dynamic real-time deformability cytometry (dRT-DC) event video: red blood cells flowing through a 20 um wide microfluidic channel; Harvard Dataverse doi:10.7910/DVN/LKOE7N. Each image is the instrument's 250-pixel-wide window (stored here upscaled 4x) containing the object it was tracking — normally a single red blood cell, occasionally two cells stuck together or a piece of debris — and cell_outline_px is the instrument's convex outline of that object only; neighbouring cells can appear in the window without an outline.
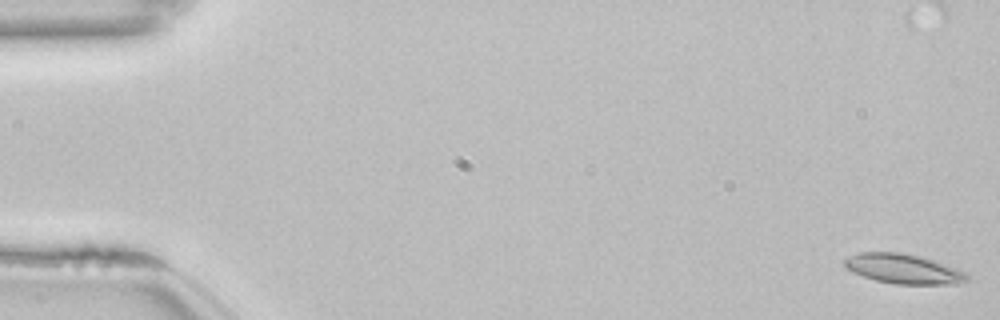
{"species": "common noctule bat (a hibernating species)", "species_latin": "Nyctalus noctula", "temperature_condition": "room temperature", "stored_images_in_passage": 55, "camera_frame_rate_fps": 3000, "um_per_image_px": 0.085, "animal": {"sex": "female", "body_mass_g": 22.7, "forearm_length_mm": 54.2}, "frame": {"image": 1, "passage_image": 1, "time_ms": 0.0, "image_size_px": [1000, 320], "cell_outline_px": [[968, 280], [956, 284], [896, 284], [876, 280], [852, 272], [844, 268], [844, 260], [848, 256], [860, 252], [900, 252], [920, 256], [936, 260], [956, 268], [964, 272], [968, 276]], "centroid_in_image_um": [76.77, 22.84], "position_along_channel_um": 8.2, "area_um2": 21.27}}
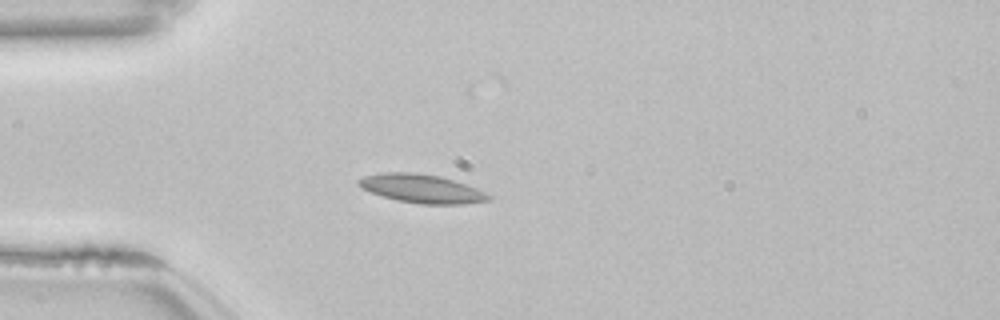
{"frame": {"image": 2, "passage_image": 15, "time_ms": 4.667, "image_size_px": [1000, 320], "cell_outline_px": [[492, 196], [488, 200], [464, 204], [420, 204], [396, 200], [372, 192], [356, 184], [356, 180], [364, 176], [384, 172], [408, 172], [440, 176], [476, 188]], "centroid_in_image_um": [35.82, 16.03], "position_along_channel_um": 49.2, "area_um2": 21.33}}
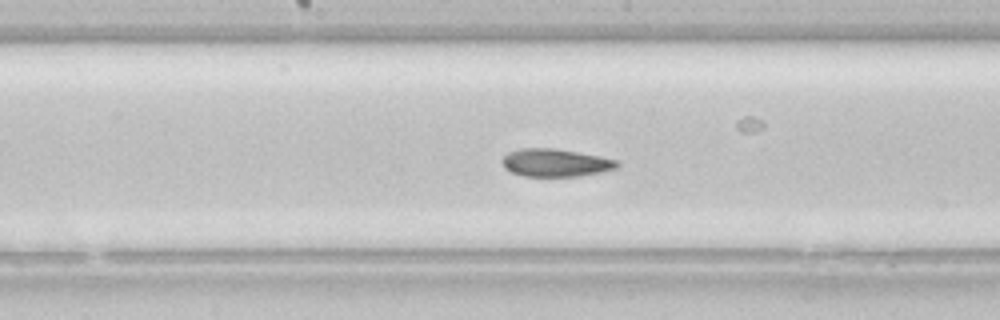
{"frame": {"image": 3, "passage_image": 28, "time_ms": 9.0, "image_size_px": [1000, 320], "cell_outline_px": [[620, 164], [616, 168], [600, 172], [580, 176], [524, 176], [512, 172], [504, 168], [500, 160], [508, 152], [520, 148], [556, 148], [600, 156], [616, 160]], "centroid_in_image_um": [47.18, 13.82], "position_along_channel_um": 201.0, "area_um2": 18.67}, "authors_computed_cell_mechanics": {"area_um2": 20.1722, "velocity_mm_per_s": 3.8302, "shape_relaxation_time_tau1_ms": null, "shape_relaxation_time_tau2_ms": 3.2796, "deformation_change_tau1": null, "deformation_change_tau2": 0.0707}}